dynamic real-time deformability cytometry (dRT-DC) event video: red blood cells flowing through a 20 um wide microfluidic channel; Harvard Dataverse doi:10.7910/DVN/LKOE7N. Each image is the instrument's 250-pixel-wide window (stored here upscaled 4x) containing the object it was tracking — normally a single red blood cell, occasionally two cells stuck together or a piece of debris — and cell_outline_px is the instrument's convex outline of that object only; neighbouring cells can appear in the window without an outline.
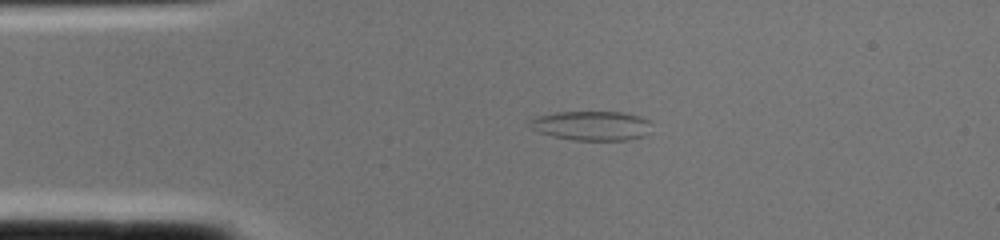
{"species": "common noctule bat (a hibernating species)", "species_latin": "Nyctalus noctula", "temperature_condition": "cold", "stored_images_in_passage": 1, "camera_frame_rate_fps": 3000, "um_per_image_px": 0.085, "animal": {"sex": "female", "body_mass_g": 22.0, "forearm_length_mm": 56.7}, "frame": {"image": 1, "passage_image": 1, "time_ms": 0.0, "image_size_px": [1000, 240], "cell_outline_px": [[648, 132], [644, 136], [628, 140], [572, 140], [552, 136], [540, 132], [532, 128], [528, 124], [528, 120], [536, 116], [556, 112], [624, 112], [640, 116], [648, 120]], "centroid_in_image_um": [50.24, 10.68], "position_along_channel_um": 34.8, "area_um2": 20.87}}